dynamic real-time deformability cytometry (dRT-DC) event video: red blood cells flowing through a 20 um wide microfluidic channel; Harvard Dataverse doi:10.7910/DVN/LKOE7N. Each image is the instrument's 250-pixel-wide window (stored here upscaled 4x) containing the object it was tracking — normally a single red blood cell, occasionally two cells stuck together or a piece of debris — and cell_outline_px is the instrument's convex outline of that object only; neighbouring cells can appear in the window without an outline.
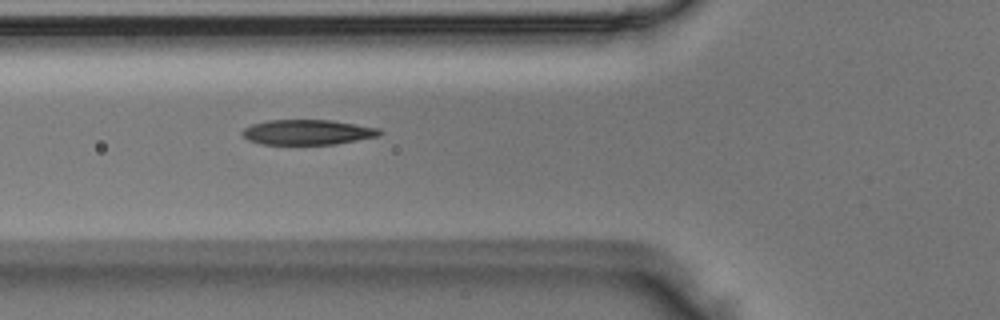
{"species": "Egyptian fruit bat (a non-hibernating species)", "species_latin": "Rousettus aegyptiacus", "temperature_condition": "room temperature", "stored_images_in_passage": 3, "segment_of_instrument_passage": [1, 2], "camera_frame_rate_fps": 3000, "um_per_image_px": 0.085, "animal": {"sex": "male"}, "frame": {"image": 1, "passage_image": 2, "time_ms": 0.333, "image_size_px": [1000, 320], "cell_outline_px": [[384, 132], [380, 136], [336, 144], [260, 144], [248, 140], [240, 132], [244, 128], [252, 124], [268, 120], [332, 120], [380, 128]], "centroid_in_image_um": [26.17, 11.23], "position_along_channel_um": 99.6, "area_um2": 20.23}}